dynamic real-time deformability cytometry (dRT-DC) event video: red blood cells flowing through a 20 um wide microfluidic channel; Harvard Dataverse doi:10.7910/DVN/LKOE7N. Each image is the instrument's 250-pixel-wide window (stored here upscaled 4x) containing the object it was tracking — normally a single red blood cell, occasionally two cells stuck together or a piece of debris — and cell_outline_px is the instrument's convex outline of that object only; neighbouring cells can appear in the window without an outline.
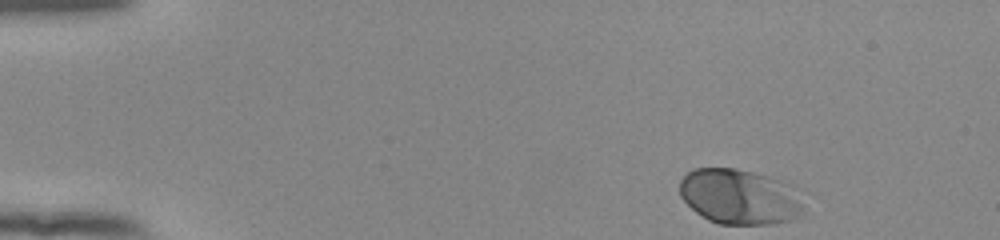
{"species": "human", "species_latin": "Homo sapiens", "temperature_condition": "room temperature", "stored_images_in_passage": 48, "camera_frame_rate_fps": 3000, "um_per_image_px": 0.085, "donor": {"sex": "female"}, "frame": {"image": 1, "passage_image": 1, "time_ms": 0.0, "image_size_px": [1000, 240], "cell_outline_px": [[804, 216], [792, 220], [772, 224], [720, 224], [708, 220], [696, 212], [680, 196], [680, 180], [692, 168], [736, 168], [752, 172], [796, 184], [800, 188], [804, 208]], "centroid_in_image_um": [62.97, 16.72], "position_along_channel_um": 22.0, "area_um2": 40.86}}
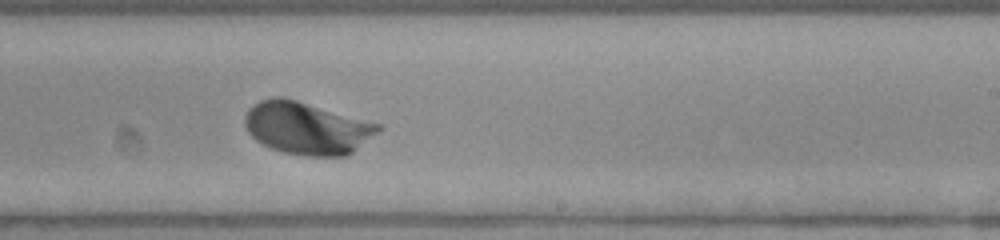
{"frame": {"image": 2, "passage_image": 28, "time_ms": 9.0, "image_size_px": [1000, 240], "cell_outline_px": [[384, 128], [352, 152], [344, 156], [304, 156], [284, 152], [272, 148], [256, 140], [248, 132], [244, 124], [244, 116], [248, 108], [252, 104], [260, 100], [276, 96], [280, 96], [296, 100], [380, 124]], "centroid_in_image_um": [26.06, 10.88], "position_along_channel_um": 262.9, "area_um2": 40.58}}
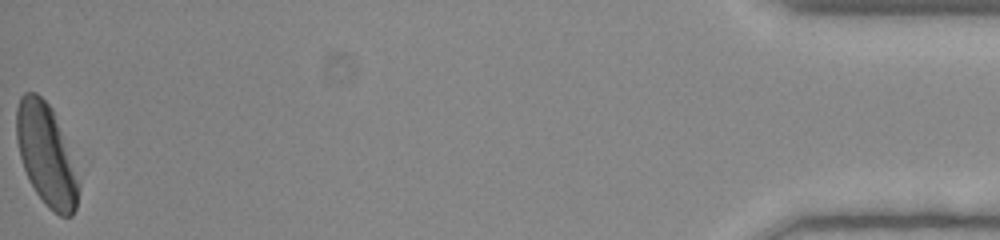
{"frame": {"image": 3, "passage_image": 48, "time_ms": 15.667, "image_size_px": [1000, 240], "cell_outline_px": [[80, 184], [76, 208], [72, 216], [60, 216], [48, 208], [44, 204], [28, 180], [20, 156], [16, 140], [16, 108], [20, 96], [24, 92], [36, 92], [52, 108]], "centroid_in_image_um": [3.9, 13.18], "position_along_channel_um": 431.3, "area_um2": 36.3}, "authors_computed_cell_mechanics": {"area_um2": 38.0902, "velocity_mm_per_s": 3.8553, "shape_relaxation_time_tau1_ms": 1.589, "shape_relaxation_time_tau2_ms": null, "deformation_change_tau1": 0.1101, "deformation_change_tau2": null}}